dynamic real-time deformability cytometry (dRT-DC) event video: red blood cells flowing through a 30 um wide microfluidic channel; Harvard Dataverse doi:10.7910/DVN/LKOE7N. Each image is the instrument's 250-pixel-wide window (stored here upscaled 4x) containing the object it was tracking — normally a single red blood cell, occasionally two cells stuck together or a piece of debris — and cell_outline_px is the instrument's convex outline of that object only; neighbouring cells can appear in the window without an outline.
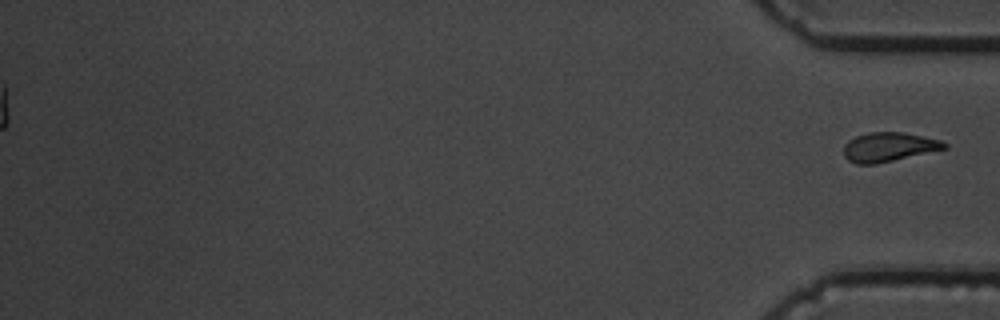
{"species": "common noctule bat (a hibernating species)", "species_latin": "Nyctalus noctula", "temperature_condition": "cold", "stored_images_in_passage": 40, "segment_of_instrument_passage": [2, 2], "camera_frame_rate_fps": 3000, "um_per_image_px": 0.085, "animal": {"sex": "male", "body_mass_g": 19.5, "forearm_length_mm": 54.6}, "frame": {"image": 1, "passage_image": 40, "time_ms": 13.0, "image_size_px": [1000, 320], "cell_outline_px": [[948, 148], [876, 164], [856, 164], [848, 160], [844, 156], [844, 144], [848, 140], [856, 136], [868, 132], [904, 132], [940, 140], [948, 144]], "centroid_in_image_um": [75.53, 12.49], "position_along_channel_um": 359.7, "area_um2": 17.17}}